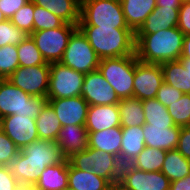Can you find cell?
<instances>
[{
  "mask_svg": "<svg viewBox=\"0 0 190 190\" xmlns=\"http://www.w3.org/2000/svg\"><path fill=\"white\" fill-rule=\"evenodd\" d=\"M65 159L55 141L38 139L20 149L5 166L18 183L35 185L47 166L59 164Z\"/></svg>",
  "mask_w": 190,
  "mask_h": 190,
  "instance_id": "obj_1",
  "label": "cell"
},
{
  "mask_svg": "<svg viewBox=\"0 0 190 190\" xmlns=\"http://www.w3.org/2000/svg\"><path fill=\"white\" fill-rule=\"evenodd\" d=\"M184 34L178 27L162 29L152 34H135V54L144 63L161 64L179 60Z\"/></svg>",
  "mask_w": 190,
  "mask_h": 190,
  "instance_id": "obj_2",
  "label": "cell"
},
{
  "mask_svg": "<svg viewBox=\"0 0 190 190\" xmlns=\"http://www.w3.org/2000/svg\"><path fill=\"white\" fill-rule=\"evenodd\" d=\"M100 59L135 55V33L130 28L78 25Z\"/></svg>",
  "mask_w": 190,
  "mask_h": 190,
  "instance_id": "obj_3",
  "label": "cell"
},
{
  "mask_svg": "<svg viewBox=\"0 0 190 190\" xmlns=\"http://www.w3.org/2000/svg\"><path fill=\"white\" fill-rule=\"evenodd\" d=\"M47 103V97L31 96L7 79L0 82V119L14 114L36 119Z\"/></svg>",
  "mask_w": 190,
  "mask_h": 190,
  "instance_id": "obj_4",
  "label": "cell"
},
{
  "mask_svg": "<svg viewBox=\"0 0 190 190\" xmlns=\"http://www.w3.org/2000/svg\"><path fill=\"white\" fill-rule=\"evenodd\" d=\"M136 54L100 59L98 70L119 97H133Z\"/></svg>",
  "mask_w": 190,
  "mask_h": 190,
  "instance_id": "obj_5",
  "label": "cell"
},
{
  "mask_svg": "<svg viewBox=\"0 0 190 190\" xmlns=\"http://www.w3.org/2000/svg\"><path fill=\"white\" fill-rule=\"evenodd\" d=\"M78 25L129 28L120 0H81Z\"/></svg>",
  "mask_w": 190,
  "mask_h": 190,
  "instance_id": "obj_6",
  "label": "cell"
},
{
  "mask_svg": "<svg viewBox=\"0 0 190 190\" xmlns=\"http://www.w3.org/2000/svg\"><path fill=\"white\" fill-rule=\"evenodd\" d=\"M68 160L74 168L84 171L92 170L110 183L120 179L122 164L119 157L102 150L88 147L82 152L74 153Z\"/></svg>",
  "mask_w": 190,
  "mask_h": 190,
  "instance_id": "obj_7",
  "label": "cell"
},
{
  "mask_svg": "<svg viewBox=\"0 0 190 190\" xmlns=\"http://www.w3.org/2000/svg\"><path fill=\"white\" fill-rule=\"evenodd\" d=\"M60 62L69 68L86 74L98 69L100 58L91 47L86 36L77 28L70 36Z\"/></svg>",
  "mask_w": 190,
  "mask_h": 190,
  "instance_id": "obj_8",
  "label": "cell"
},
{
  "mask_svg": "<svg viewBox=\"0 0 190 190\" xmlns=\"http://www.w3.org/2000/svg\"><path fill=\"white\" fill-rule=\"evenodd\" d=\"M78 25L64 23L58 28L33 31L30 36L47 63L60 62L68 41Z\"/></svg>",
  "mask_w": 190,
  "mask_h": 190,
  "instance_id": "obj_9",
  "label": "cell"
},
{
  "mask_svg": "<svg viewBox=\"0 0 190 190\" xmlns=\"http://www.w3.org/2000/svg\"><path fill=\"white\" fill-rule=\"evenodd\" d=\"M84 75L61 62L50 63L48 99L81 96Z\"/></svg>",
  "mask_w": 190,
  "mask_h": 190,
  "instance_id": "obj_10",
  "label": "cell"
},
{
  "mask_svg": "<svg viewBox=\"0 0 190 190\" xmlns=\"http://www.w3.org/2000/svg\"><path fill=\"white\" fill-rule=\"evenodd\" d=\"M50 63L31 67H18L7 80L31 96L47 97Z\"/></svg>",
  "mask_w": 190,
  "mask_h": 190,
  "instance_id": "obj_11",
  "label": "cell"
},
{
  "mask_svg": "<svg viewBox=\"0 0 190 190\" xmlns=\"http://www.w3.org/2000/svg\"><path fill=\"white\" fill-rule=\"evenodd\" d=\"M164 83L160 64L137 61L135 64L133 97L139 100L156 98Z\"/></svg>",
  "mask_w": 190,
  "mask_h": 190,
  "instance_id": "obj_12",
  "label": "cell"
},
{
  "mask_svg": "<svg viewBox=\"0 0 190 190\" xmlns=\"http://www.w3.org/2000/svg\"><path fill=\"white\" fill-rule=\"evenodd\" d=\"M81 96L89 105H118L120 101L98 69L84 75Z\"/></svg>",
  "mask_w": 190,
  "mask_h": 190,
  "instance_id": "obj_13",
  "label": "cell"
},
{
  "mask_svg": "<svg viewBox=\"0 0 190 190\" xmlns=\"http://www.w3.org/2000/svg\"><path fill=\"white\" fill-rule=\"evenodd\" d=\"M131 190H169L170 180L161 172H145L130 164L122 165L120 179Z\"/></svg>",
  "mask_w": 190,
  "mask_h": 190,
  "instance_id": "obj_14",
  "label": "cell"
},
{
  "mask_svg": "<svg viewBox=\"0 0 190 190\" xmlns=\"http://www.w3.org/2000/svg\"><path fill=\"white\" fill-rule=\"evenodd\" d=\"M0 129L22 149L39 139L36 120L27 116L10 115L0 119Z\"/></svg>",
  "mask_w": 190,
  "mask_h": 190,
  "instance_id": "obj_15",
  "label": "cell"
},
{
  "mask_svg": "<svg viewBox=\"0 0 190 190\" xmlns=\"http://www.w3.org/2000/svg\"><path fill=\"white\" fill-rule=\"evenodd\" d=\"M62 126L85 125L89 104L82 96L48 99Z\"/></svg>",
  "mask_w": 190,
  "mask_h": 190,
  "instance_id": "obj_16",
  "label": "cell"
},
{
  "mask_svg": "<svg viewBox=\"0 0 190 190\" xmlns=\"http://www.w3.org/2000/svg\"><path fill=\"white\" fill-rule=\"evenodd\" d=\"M181 127L176 125L144 124L145 146L166 151L177 148Z\"/></svg>",
  "mask_w": 190,
  "mask_h": 190,
  "instance_id": "obj_17",
  "label": "cell"
},
{
  "mask_svg": "<svg viewBox=\"0 0 190 190\" xmlns=\"http://www.w3.org/2000/svg\"><path fill=\"white\" fill-rule=\"evenodd\" d=\"M61 149L62 155L68 159L74 153L88 148V132L85 125H67L59 130L55 141Z\"/></svg>",
  "mask_w": 190,
  "mask_h": 190,
  "instance_id": "obj_18",
  "label": "cell"
},
{
  "mask_svg": "<svg viewBox=\"0 0 190 190\" xmlns=\"http://www.w3.org/2000/svg\"><path fill=\"white\" fill-rule=\"evenodd\" d=\"M121 126L118 105H89L85 127L87 132H97Z\"/></svg>",
  "mask_w": 190,
  "mask_h": 190,
  "instance_id": "obj_19",
  "label": "cell"
},
{
  "mask_svg": "<svg viewBox=\"0 0 190 190\" xmlns=\"http://www.w3.org/2000/svg\"><path fill=\"white\" fill-rule=\"evenodd\" d=\"M179 8L156 6L135 34H152L162 29L177 27Z\"/></svg>",
  "mask_w": 190,
  "mask_h": 190,
  "instance_id": "obj_20",
  "label": "cell"
},
{
  "mask_svg": "<svg viewBox=\"0 0 190 190\" xmlns=\"http://www.w3.org/2000/svg\"><path fill=\"white\" fill-rule=\"evenodd\" d=\"M122 127H111L97 132H88V147L102 150L119 157L121 152Z\"/></svg>",
  "mask_w": 190,
  "mask_h": 190,
  "instance_id": "obj_21",
  "label": "cell"
},
{
  "mask_svg": "<svg viewBox=\"0 0 190 190\" xmlns=\"http://www.w3.org/2000/svg\"><path fill=\"white\" fill-rule=\"evenodd\" d=\"M145 148L143 126L122 127L120 162L130 164Z\"/></svg>",
  "mask_w": 190,
  "mask_h": 190,
  "instance_id": "obj_22",
  "label": "cell"
},
{
  "mask_svg": "<svg viewBox=\"0 0 190 190\" xmlns=\"http://www.w3.org/2000/svg\"><path fill=\"white\" fill-rule=\"evenodd\" d=\"M68 163L69 160L65 159L59 164L47 166L34 185L36 190H67Z\"/></svg>",
  "mask_w": 190,
  "mask_h": 190,
  "instance_id": "obj_23",
  "label": "cell"
},
{
  "mask_svg": "<svg viewBox=\"0 0 190 190\" xmlns=\"http://www.w3.org/2000/svg\"><path fill=\"white\" fill-rule=\"evenodd\" d=\"M126 24L136 33L155 9L156 0H120Z\"/></svg>",
  "mask_w": 190,
  "mask_h": 190,
  "instance_id": "obj_24",
  "label": "cell"
},
{
  "mask_svg": "<svg viewBox=\"0 0 190 190\" xmlns=\"http://www.w3.org/2000/svg\"><path fill=\"white\" fill-rule=\"evenodd\" d=\"M110 182L96 175L92 170H80L68 163V189L70 190H107Z\"/></svg>",
  "mask_w": 190,
  "mask_h": 190,
  "instance_id": "obj_25",
  "label": "cell"
},
{
  "mask_svg": "<svg viewBox=\"0 0 190 190\" xmlns=\"http://www.w3.org/2000/svg\"><path fill=\"white\" fill-rule=\"evenodd\" d=\"M34 5L46 8L65 23L78 25L81 0H31Z\"/></svg>",
  "mask_w": 190,
  "mask_h": 190,
  "instance_id": "obj_26",
  "label": "cell"
},
{
  "mask_svg": "<svg viewBox=\"0 0 190 190\" xmlns=\"http://www.w3.org/2000/svg\"><path fill=\"white\" fill-rule=\"evenodd\" d=\"M160 65L166 84L180 90L183 94H190V73L184 69L179 60L163 62Z\"/></svg>",
  "mask_w": 190,
  "mask_h": 190,
  "instance_id": "obj_27",
  "label": "cell"
},
{
  "mask_svg": "<svg viewBox=\"0 0 190 190\" xmlns=\"http://www.w3.org/2000/svg\"><path fill=\"white\" fill-rule=\"evenodd\" d=\"M121 127L143 126L145 115L142 101L131 97L122 98L118 103Z\"/></svg>",
  "mask_w": 190,
  "mask_h": 190,
  "instance_id": "obj_28",
  "label": "cell"
},
{
  "mask_svg": "<svg viewBox=\"0 0 190 190\" xmlns=\"http://www.w3.org/2000/svg\"><path fill=\"white\" fill-rule=\"evenodd\" d=\"M161 172L170 182L182 179L190 174V160L186 159L177 149L166 152Z\"/></svg>",
  "mask_w": 190,
  "mask_h": 190,
  "instance_id": "obj_29",
  "label": "cell"
},
{
  "mask_svg": "<svg viewBox=\"0 0 190 190\" xmlns=\"http://www.w3.org/2000/svg\"><path fill=\"white\" fill-rule=\"evenodd\" d=\"M35 120L39 139L56 141L62 125L55 111L48 103Z\"/></svg>",
  "mask_w": 190,
  "mask_h": 190,
  "instance_id": "obj_30",
  "label": "cell"
},
{
  "mask_svg": "<svg viewBox=\"0 0 190 190\" xmlns=\"http://www.w3.org/2000/svg\"><path fill=\"white\" fill-rule=\"evenodd\" d=\"M166 152L167 151L163 149L145 146L130 165L145 172L161 171Z\"/></svg>",
  "mask_w": 190,
  "mask_h": 190,
  "instance_id": "obj_31",
  "label": "cell"
},
{
  "mask_svg": "<svg viewBox=\"0 0 190 190\" xmlns=\"http://www.w3.org/2000/svg\"><path fill=\"white\" fill-rule=\"evenodd\" d=\"M145 124L175 125L167 108L156 98L142 100Z\"/></svg>",
  "mask_w": 190,
  "mask_h": 190,
  "instance_id": "obj_32",
  "label": "cell"
},
{
  "mask_svg": "<svg viewBox=\"0 0 190 190\" xmlns=\"http://www.w3.org/2000/svg\"><path fill=\"white\" fill-rule=\"evenodd\" d=\"M19 67H31L44 65L46 61L38 50L35 41L29 35L24 41L17 45Z\"/></svg>",
  "mask_w": 190,
  "mask_h": 190,
  "instance_id": "obj_33",
  "label": "cell"
},
{
  "mask_svg": "<svg viewBox=\"0 0 190 190\" xmlns=\"http://www.w3.org/2000/svg\"><path fill=\"white\" fill-rule=\"evenodd\" d=\"M169 115L176 126L186 127L190 125V94H183L179 100L167 107Z\"/></svg>",
  "mask_w": 190,
  "mask_h": 190,
  "instance_id": "obj_34",
  "label": "cell"
},
{
  "mask_svg": "<svg viewBox=\"0 0 190 190\" xmlns=\"http://www.w3.org/2000/svg\"><path fill=\"white\" fill-rule=\"evenodd\" d=\"M19 67V57L16 45L0 47V77L7 79Z\"/></svg>",
  "mask_w": 190,
  "mask_h": 190,
  "instance_id": "obj_35",
  "label": "cell"
},
{
  "mask_svg": "<svg viewBox=\"0 0 190 190\" xmlns=\"http://www.w3.org/2000/svg\"><path fill=\"white\" fill-rule=\"evenodd\" d=\"M33 18V31L58 28L65 23L61 18L57 17L46 8L37 5H34Z\"/></svg>",
  "mask_w": 190,
  "mask_h": 190,
  "instance_id": "obj_36",
  "label": "cell"
},
{
  "mask_svg": "<svg viewBox=\"0 0 190 190\" xmlns=\"http://www.w3.org/2000/svg\"><path fill=\"white\" fill-rule=\"evenodd\" d=\"M29 34L25 31L18 29L10 19H6L0 23V47L6 45H19L24 41Z\"/></svg>",
  "mask_w": 190,
  "mask_h": 190,
  "instance_id": "obj_37",
  "label": "cell"
},
{
  "mask_svg": "<svg viewBox=\"0 0 190 190\" xmlns=\"http://www.w3.org/2000/svg\"><path fill=\"white\" fill-rule=\"evenodd\" d=\"M33 13L34 3L29 1L14 13V15L10 18V21L18 29L25 31L30 35L33 32Z\"/></svg>",
  "mask_w": 190,
  "mask_h": 190,
  "instance_id": "obj_38",
  "label": "cell"
},
{
  "mask_svg": "<svg viewBox=\"0 0 190 190\" xmlns=\"http://www.w3.org/2000/svg\"><path fill=\"white\" fill-rule=\"evenodd\" d=\"M19 151L15 143L0 129V165L5 166Z\"/></svg>",
  "mask_w": 190,
  "mask_h": 190,
  "instance_id": "obj_39",
  "label": "cell"
},
{
  "mask_svg": "<svg viewBox=\"0 0 190 190\" xmlns=\"http://www.w3.org/2000/svg\"><path fill=\"white\" fill-rule=\"evenodd\" d=\"M182 95L183 93L180 90L164 82L157 91L156 99L167 108L174 101L179 100Z\"/></svg>",
  "mask_w": 190,
  "mask_h": 190,
  "instance_id": "obj_40",
  "label": "cell"
},
{
  "mask_svg": "<svg viewBox=\"0 0 190 190\" xmlns=\"http://www.w3.org/2000/svg\"><path fill=\"white\" fill-rule=\"evenodd\" d=\"M177 27L184 35L190 34V2L181 3Z\"/></svg>",
  "mask_w": 190,
  "mask_h": 190,
  "instance_id": "obj_41",
  "label": "cell"
},
{
  "mask_svg": "<svg viewBox=\"0 0 190 190\" xmlns=\"http://www.w3.org/2000/svg\"><path fill=\"white\" fill-rule=\"evenodd\" d=\"M186 159L190 160V125L181 127L176 148Z\"/></svg>",
  "mask_w": 190,
  "mask_h": 190,
  "instance_id": "obj_42",
  "label": "cell"
},
{
  "mask_svg": "<svg viewBox=\"0 0 190 190\" xmlns=\"http://www.w3.org/2000/svg\"><path fill=\"white\" fill-rule=\"evenodd\" d=\"M31 0H0V11L10 19L14 13Z\"/></svg>",
  "mask_w": 190,
  "mask_h": 190,
  "instance_id": "obj_43",
  "label": "cell"
},
{
  "mask_svg": "<svg viewBox=\"0 0 190 190\" xmlns=\"http://www.w3.org/2000/svg\"><path fill=\"white\" fill-rule=\"evenodd\" d=\"M18 184L7 167L0 165V190H14Z\"/></svg>",
  "mask_w": 190,
  "mask_h": 190,
  "instance_id": "obj_44",
  "label": "cell"
},
{
  "mask_svg": "<svg viewBox=\"0 0 190 190\" xmlns=\"http://www.w3.org/2000/svg\"><path fill=\"white\" fill-rule=\"evenodd\" d=\"M169 190H190V174L182 179L170 182Z\"/></svg>",
  "mask_w": 190,
  "mask_h": 190,
  "instance_id": "obj_45",
  "label": "cell"
},
{
  "mask_svg": "<svg viewBox=\"0 0 190 190\" xmlns=\"http://www.w3.org/2000/svg\"><path fill=\"white\" fill-rule=\"evenodd\" d=\"M180 59H190V34L184 36L183 51Z\"/></svg>",
  "mask_w": 190,
  "mask_h": 190,
  "instance_id": "obj_46",
  "label": "cell"
},
{
  "mask_svg": "<svg viewBox=\"0 0 190 190\" xmlns=\"http://www.w3.org/2000/svg\"><path fill=\"white\" fill-rule=\"evenodd\" d=\"M181 3V0H156V5L163 7H180Z\"/></svg>",
  "mask_w": 190,
  "mask_h": 190,
  "instance_id": "obj_47",
  "label": "cell"
},
{
  "mask_svg": "<svg viewBox=\"0 0 190 190\" xmlns=\"http://www.w3.org/2000/svg\"><path fill=\"white\" fill-rule=\"evenodd\" d=\"M107 190H131L130 188H127L120 180L111 182L108 185Z\"/></svg>",
  "mask_w": 190,
  "mask_h": 190,
  "instance_id": "obj_48",
  "label": "cell"
},
{
  "mask_svg": "<svg viewBox=\"0 0 190 190\" xmlns=\"http://www.w3.org/2000/svg\"><path fill=\"white\" fill-rule=\"evenodd\" d=\"M14 190H36L34 185L31 184H18Z\"/></svg>",
  "mask_w": 190,
  "mask_h": 190,
  "instance_id": "obj_49",
  "label": "cell"
},
{
  "mask_svg": "<svg viewBox=\"0 0 190 190\" xmlns=\"http://www.w3.org/2000/svg\"><path fill=\"white\" fill-rule=\"evenodd\" d=\"M179 61L182 63L184 69L190 73V59H179Z\"/></svg>",
  "mask_w": 190,
  "mask_h": 190,
  "instance_id": "obj_50",
  "label": "cell"
},
{
  "mask_svg": "<svg viewBox=\"0 0 190 190\" xmlns=\"http://www.w3.org/2000/svg\"><path fill=\"white\" fill-rule=\"evenodd\" d=\"M6 20V17L3 15V13L0 11V23Z\"/></svg>",
  "mask_w": 190,
  "mask_h": 190,
  "instance_id": "obj_51",
  "label": "cell"
},
{
  "mask_svg": "<svg viewBox=\"0 0 190 190\" xmlns=\"http://www.w3.org/2000/svg\"><path fill=\"white\" fill-rule=\"evenodd\" d=\"M182 3L190 2V0H181Z\"/></svg>",
  "mask_w": 190,
  "mask_h": 190,
  "instance_id": "obj_52",
  "label": "cell"
}]
</instances>
